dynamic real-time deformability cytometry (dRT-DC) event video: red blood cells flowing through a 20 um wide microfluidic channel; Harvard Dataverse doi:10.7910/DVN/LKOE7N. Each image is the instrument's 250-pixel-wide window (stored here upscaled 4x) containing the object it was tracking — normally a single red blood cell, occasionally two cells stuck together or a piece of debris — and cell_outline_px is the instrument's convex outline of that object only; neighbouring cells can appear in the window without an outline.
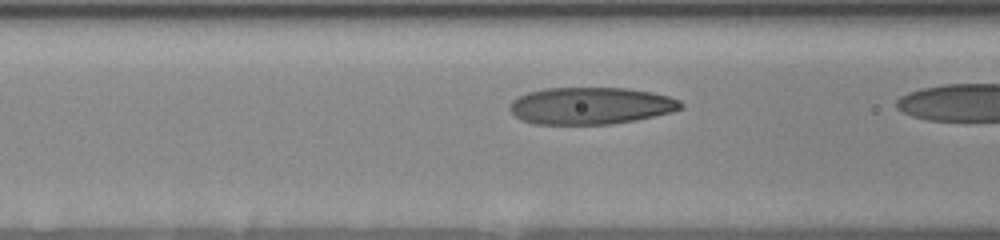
{"species": "human", "species_latin": "Homo sapiens", "temperature_condition": "room temperature", "stored_images_in_passage": 15, "camera_frame_rate_fps": 3000, "um_per_image_px": 0.085, "donor": {"sex": "female"}, "frame": {"image": 1, "passage_image": 11, "time_ms": 3.333, "image_size_px": [1000, 240], "cell_outline_px": [[684, 108], [672, 112], [636, 120], [612, 124], [536, 124], [520, 120], [508, 108], [508, 104], [512, 100], [528, 92], [544, 88], [628, 88], [652, 92], [668, 96], [680, 100], [684, 104]], "centroid_in_image_um": [50.22, 8.99], "position_along_channel_um": 116.4, "area_um2": 37.17}}
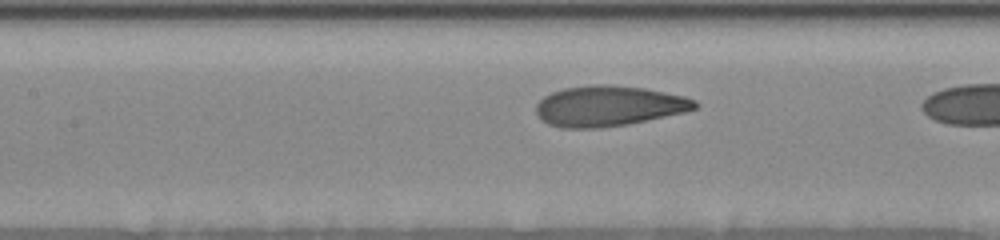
{"frame": {"image": 2, "passage_image": 14, "time_ms": 4.333, "image_size_px": [1000, 240], "cell_outline_px": [[700, 104], [696, 108], [684, 112], [628, 124], [600, 128], [560, 128], [548, 124], [540, 120], [536, 112], [536, 104], [544, 96], [552, 92], [564, 88], [592, 84], [608, 84], [644, 88], [684, 96], [696, 100]], "centroid_in_image_um": [51.71, 9.01], "position_along_channel_um": 155.7, "area_um2": 37.63}}